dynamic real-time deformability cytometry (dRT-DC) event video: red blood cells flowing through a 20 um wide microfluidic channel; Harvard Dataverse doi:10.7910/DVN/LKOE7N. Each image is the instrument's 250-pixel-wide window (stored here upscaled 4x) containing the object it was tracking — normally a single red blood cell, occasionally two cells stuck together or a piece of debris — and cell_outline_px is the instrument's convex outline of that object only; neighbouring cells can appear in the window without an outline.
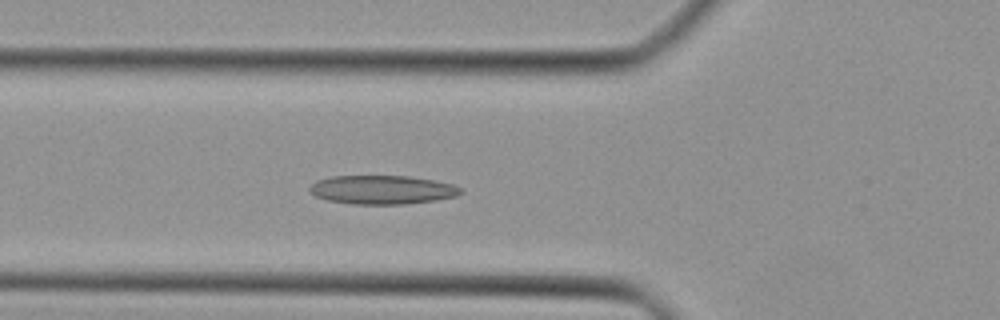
{"species": "Egyptian fruit bat (a non-hibernating species)", "species_latin": "Rousettus aegyptiacus", "temperature_condition": "cold", "stored_images_in_passage": 46, "segment_of_instrument_passage": [1, 2], "camera_frame_rate_fps": 3000, "um_per_image_px": 0.085, "animal": {"sex": "female"}, "frame": {"image": 1, "passage_image": 16, "time_ms": 5.0, "image_size_px": [1000, 320], "cell_outline_px": [[464, 192], [456, 196], [436, 200], [404, 204], [352, 204], [328, 200], [316, 196], [308, 188], [316, 180], [332, 176], [408, 176], [432, 180], [452, 184], [460, 188]], "centroid_in_image_um": [32.49, 16.13], "position_along_channel_um": 93.3, "area_um2": 25.2}}
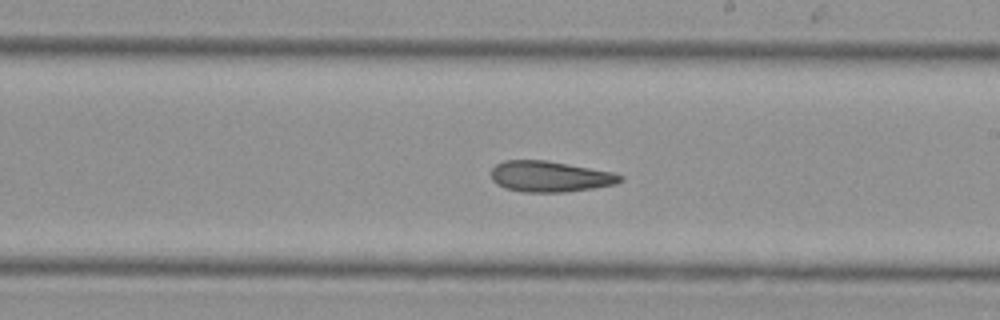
{"frame": {"image": 2, "passage_image": 26, "time_ms": 8.333, "image_size_px": [1000, 320], "cell_outline_px": [[624, 180], [616, 184], [592, 188], [564, 192], [524, 192], [504, 188], [496, 184], [492, 180], [492, 168], [496, 164], [504, 160], [544, 160], [568, 164], [612, 172], [624, 176]], "centroid_in_image_um": [46.74, 15.0], "position_along_channel_um": 242.3, "area_um2": 23.18}}
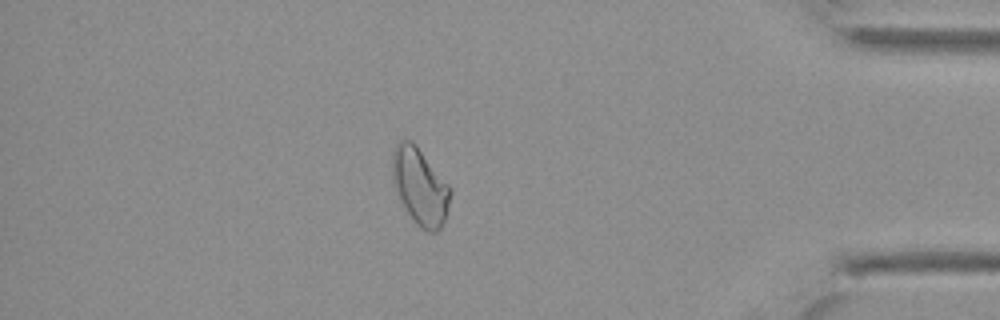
{"frame": {"image": 3, "passage_image": 39, "time_ms": 12.667, "image_size_px": [1000, 320], "cell_outline_px": [[452, 192], [444, 220], [440, 228], [436, 232], [428, 232], [420, 228], [416, 224], [408, 212], [392, 180], [392, 152], [396, 140], [412, 140], [416, 144], [448, 184]], "centroid_in_image_um": [35.69, 15.8], "position_along_channel_um": 399.5, "area_um2": 25.66}}